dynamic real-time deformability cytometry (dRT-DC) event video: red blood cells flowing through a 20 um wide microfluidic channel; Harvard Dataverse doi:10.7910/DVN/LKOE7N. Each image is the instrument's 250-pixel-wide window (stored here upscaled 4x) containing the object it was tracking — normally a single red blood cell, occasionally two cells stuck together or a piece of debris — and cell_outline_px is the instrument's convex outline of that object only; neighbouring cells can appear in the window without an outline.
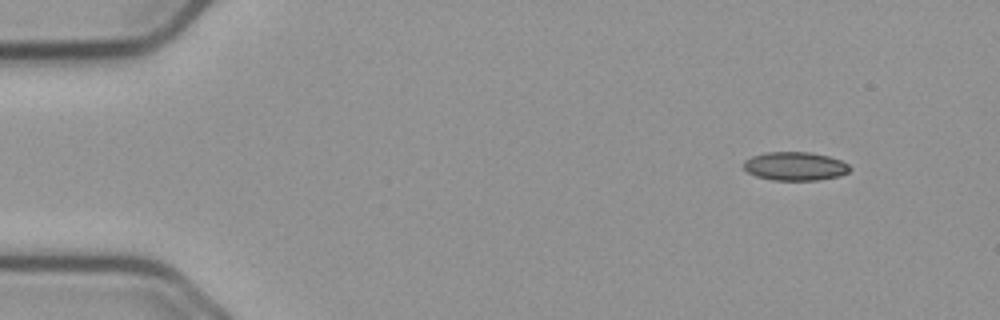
{"species": "common noctule bat (a hibernating species)", "species_latin": "Nyctalus noctula", "temperature_condition": "cold", "stored_images_in_passage": 50, "camera_frame_rate_fps": 3000, "um_per_image_px": 0.085, "animal": {"sex": "male", "body_mass_g": 23.1, "forearm_length_mm": 52.7}, "frame": {"image": 1, "passage_image": 1, "time_ms": 0.0, "image_size_px": [1000, 320], "cell_outline_px": [[852, 168], [848, 172], [840, 176], [820, 180], [772, 180], [756, 176], [748, 172], [744, 168], [744, 160], [752, 156], [764, 152], [808, 152], [828, 156], [840, 160], [848, 164]], "centroid_in_image_um": [67.59, 14.13], "position_along_channel_um": 17.4, "area_um2": 17.74}}
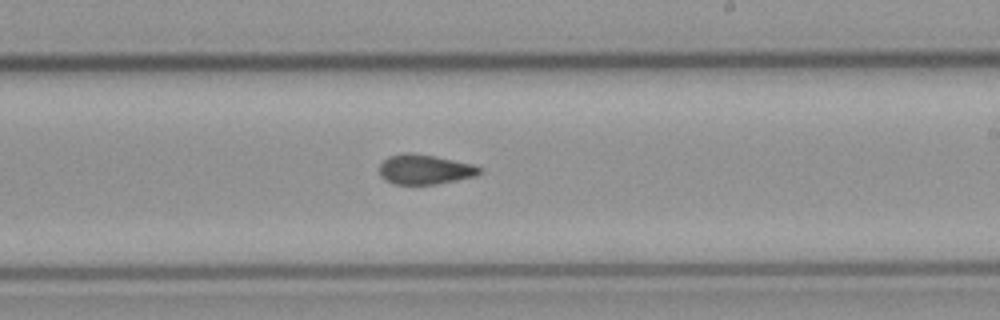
{"frame": {"image": 2, "passage_image": 28, "time_ms": 9.0, "image_size_px": [1000, 320], "cell_outline_px": [[484, 168], [476, 176], [436, 184], [392, 184], [384, 180], [380, 176], [380, 164], [388, 156], [404, 152], [408, 152], [432, 156], [472, 164]], "centroid_in_image_um": [36.08, 14.41], "position_along_channel_um": 252.9, "area_um2": 17.34}}
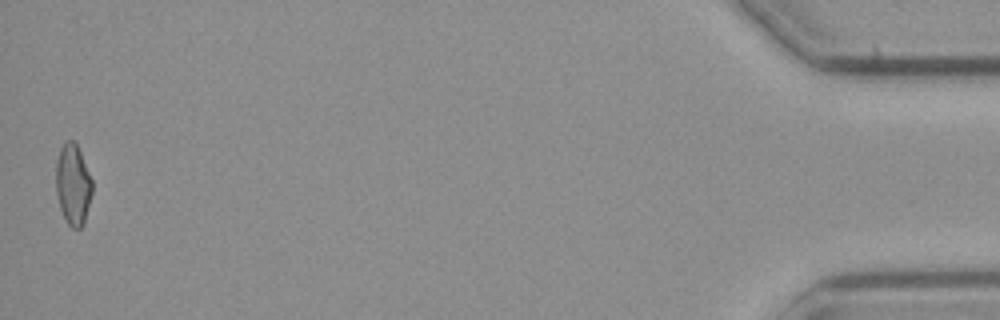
{"frame": {"image": 3, "passage_image": 50, "time_ms": 16.333, "image_size_px": [1000, 320], "cell_outline_px": [[92, 192], [84, 224], [80, 228], [72, 228], [68, 224], [60, 208], [56, 192], [56, 160], [60, 148], [68, 140], [72, 140], [76, 144], [80, 152], [92, 180]], "centroid_in_image_um": [6.2, 15.7], "position_along_channel_um": 429.0, "area_um2": 16.94}, "authors_computed_cell_mechanics": {"area_um2": 17.5712, "velocity_mm_per_s": 3.7365, "shape_relaxation_time_tau1_ms": 9.7142, "shape_relaxation_time_tau2_ms": 2.8018, "deformation_change_tau1": 0.182, "deformation_change_tau2": 0.0938}}